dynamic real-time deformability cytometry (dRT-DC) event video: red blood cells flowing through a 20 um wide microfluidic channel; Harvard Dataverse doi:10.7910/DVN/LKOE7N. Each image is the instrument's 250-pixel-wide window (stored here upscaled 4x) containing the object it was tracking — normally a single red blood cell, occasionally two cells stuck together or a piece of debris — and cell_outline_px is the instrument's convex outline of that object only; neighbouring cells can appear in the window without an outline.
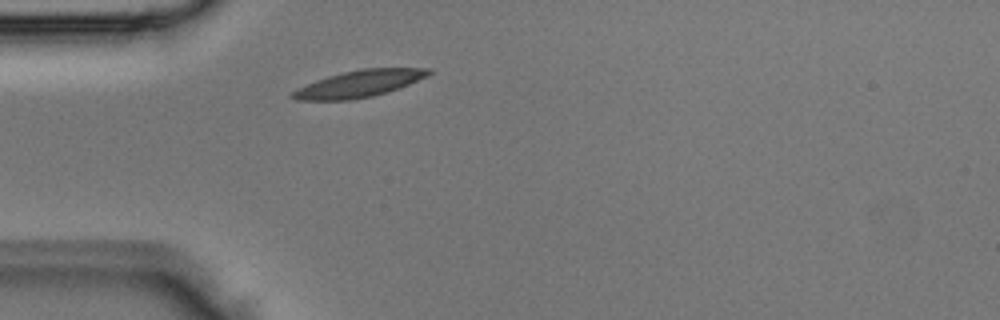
{"species": "Egyptian fruit bat (a non-hibernating species)", "species_latin": "Rousettus aegyptiacus", "temperature_condition": "room temperature", "stored_images_in_passage": 1, "camera_frame_rate_fps": 3000, "um_per_image_px": 0.085, "animal": {"sex": "male"}, "frame": {"image": 1, "passage_image": 1, "time_ms": 0.0, "image_size_px": [1000, 320], "cell_outline_px": [[432, 72], [428, 76], [388, 92], [372, 96], [348, 100], [296, 100], [288, 96], [296, 88], [316, 80], [328, 76], [360, 68], [432, 68]], "centroid_in_image_um": [30.51, 7.11], "position_along_channel_um": 54.5, "area_um2": 21.27}}